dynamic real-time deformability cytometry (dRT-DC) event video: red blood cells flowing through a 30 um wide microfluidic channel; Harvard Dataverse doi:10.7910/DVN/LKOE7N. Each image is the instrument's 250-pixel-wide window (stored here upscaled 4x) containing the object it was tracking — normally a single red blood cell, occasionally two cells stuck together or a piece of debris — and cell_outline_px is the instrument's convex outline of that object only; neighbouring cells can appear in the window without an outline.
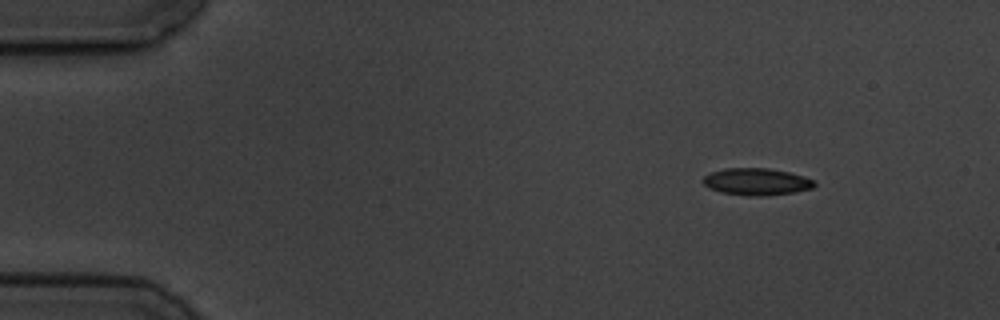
{"species": "common noctule bat (a hibernating species)", "species_latin": "Nyctalus noctula", "temperature_condition": "cold", "stored_images_in_passage": 5, "segment_of_instrument_passage": [1, 2], "camera_frame_rate_fps": 3000, "um_per_image_px": 0.085, "animal": {"sex": "male", "body_mass_g": 19.5, "forearm_length_mm": 54.6}, "frame": {"image": 1, "passage_image": 1, "time_ms": 0.0, "image_size_px": [1000, 320], "cell_outline_px": [[816, 184], [812, 188], [796, 192], [768, 196], [748, 196], [720, 192], [708, 188], [704, 184], [704, 176], [712, 172], [724, 168], [768, 168], [788, 172], [804, 176], [812, 180]], "centroid_in_image_um": [64.31, 15.45], "position_along_channel_um": 20.7, "area_um2": 17.57}}
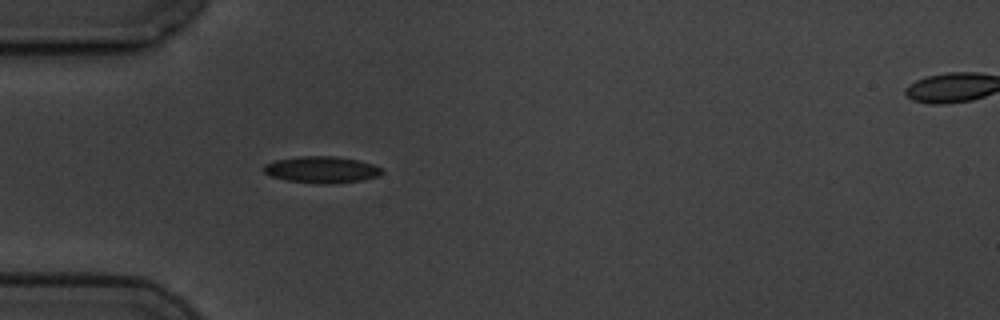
{"frame": {"image": 2, "passage_image": 4, "time_ms": 3.333, "image_size_px": [1000, 320], "cell_outline_px": [[384, 172], [380, 176], [364, 180], [332, 184], [320, 184], [288, 180], [272, 176], [264, 172], [264, 164], [276, 160], [300, 156], [336, 156], [360, 160], [372, 164], [380, 168]], "centroid_in_image_um": [27.39, 14.42], "position_along_channel_um": 57.6, "area_um2": 18.38}}